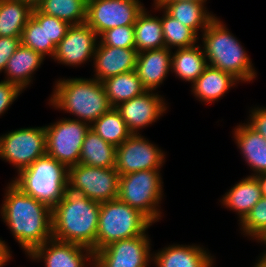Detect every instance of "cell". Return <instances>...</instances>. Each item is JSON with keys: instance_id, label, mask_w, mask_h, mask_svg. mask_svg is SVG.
Listing matches in <instances>:
<instances>
[{"instance_id": "9", "label": "cell", "mask_w": 266, "mask_h": 267, "mask_svg": "<svg viewBox=\"0 0 266 267\" xmlns=\"http://www.w3.org/2000/svg\"><path fill=\"white\" fill-rule=\"evenodd\" d=\"M45 154V126L19 128L0 136V159L13 165L17 173Z\"/></svg>"}, {"instance_id": "33", "label": "cell", "mask_w": 266, "mask_h": 267, "mask_svg": "<svg viewBox=\"0 0 266 267\" xmlns=\"http://www.w3.org/2000/svg\"><path fill=\"white\" fill-rule=\"evenodd\" d=\"M36 8L70 25H80L86 21L87 0H42Z\"/></svg>"}, {"instance_id": "16", "label": "cell", "mask_w": 266, "mask_h": 267, "mask_svg": "<svg viewBox=\"0 0 266 267\" xmlns=\"http://www.w3.org/2000/svg\"><path fill=\"white\" fill-rule=\"evenodd\" d=\"M27 257L35 262L44 261L45 267H89L94 262L90 248L54 238L36 247Z\"/></svg>"}, {"instance_id": "21", "label": "cell", "mask_w": 266, "mask_h": 267, "mask_svg": "<svg viewBox=\"0 0 266 267\" xmlns=\"http://www.w3.org/2000/svg\"><path fill=\"white\" fill-rule=\"evenodd\" d=\"M239 80L232 74L208 65L204 72L192 83L191 92L204 104L219 101Z\"/></svg>"}, {"instance_id": "31", "label": "cell", "mask_w": 266, "mask_h": 267, "mask_svg": "<svg viewBox=\"0 0 266 267\" xmlns=\"http://www.w3.org/2000/svg\"><path fill=\"white\" fill-rule=\"evenodd\" d=\"M154 10L163 12L161 24L165 47L168 49L190 48L199 42L198 35L189 27L171 17L158 3L153 2Z\"/></svg>"}, {"instance_id": "34", "label": "cell", "mask_w": 266, "mask_h": 267, "mask_svg": "<svg viewBox=\"0 0 266 267\" xmlns=\"http://www.w3.org/2000/svg\"><path fill=\"white\" fill-rule=\"evenodd\" d=\"M239 226L250 240L259 242L266 235V197L262 196Z\"/></svg>"}, {"instance_id": "8", "label": "cell", "mask_w": 266, "mask_h": 267, "mask_svg": "<svg viewBox=\"0 0 266 267\" xmlns=\"http://www.w3.org/2000/svg\"><path fill=\"white\" fill-rule=\"evenodd\" d=\"M89 129V123L69 117L45 125L46 154L68 168L77 165L81 147Z\"/></svg>"}, {"instance_id": "6", "label": "cell", "mask_w": 266, "mask_h": 267, "mask_svg": "<svg viewBox=\"0 0 266 267\" xmlns=\"http://www.w3.org/2000/svg\"><path fill=\"white\" fill-rule=\"evenodd\" d=\"M153 223L118 198L100 203L96 251L109 244L145 234Z\"/></svg>"}, {"instance_id": "20", "label": "cell", "mask_w": 266, "mask_h": 267, "mask_svg": "<svg viewBox=\"0 0 266 267\" xmlns=\"http://www.w3.org/2000/svg\"><path fill=\"white\" fill-rule=\"evenodd\" d=\"M233 130L235 144L245 163L253 171L249 176L266 173V139L245 122Z\"/></svg>"}, {"instance_id": "36", "label": "cell", "mask_w": 266, "mask_h": 267, "mask_svg": "<svg viewBox=\"0 0 266 267\" xmlns=\"http://www.w3.org/2000/svg\"><path fill=\"white\" fill-rule=\"evenodd\" d=\"M23 91L16 85L5 80L0 81V116H2Z\"/></svg>"}, {"instance_id": "37", "label": "cell", "mask_w": 266, "mask_h": 267, "mask_svg": "<svg viewBox=\"0 0 266 267\" xmlns=\"http://www.w3.org/2000/svg\"><path fill=\"white\" fill-rule=\"evenodd\" d=\"M70 26L67 21L47 15L48 42H53L57 46L65 37Z\"/></svg>"}, {"instance_id": "26", "label": "cell", "mask_w": 266, "mask_h": 267, "mask_svg": "<svg viewBox=\"0 0 266 267\" xmlns=\"http://www.w3.org/2000/svg\"><path fill=\"white\" fill-rule=\"evenodd\" d=\"M21 44L40 53L43 57L54 56L56 45L48 42L47 15L33 8L31 17L23 28Z\"/></svg>"}, {"instance_id": "3", "label": "cell", "mask_w": 266, "mask_h": 267, "mask_svg": "<svg viewBox=\"0 0 266 267\" xmlns=\"http://www.w3.org/2000/svg\"><path fill=\"white\" fill-rule=\"evenodd\" d=\"M57 80L48 104L56 110L72 114L75 120L91 125L112 108L103 83L94 77Z\"/></svg>"}, {"instance_id": "25", "label": "cell", "mask_w": 266, "mask_h": 267, "mask_svg": "<svg viewBox=\"0 0 266 267\" xmlns=\"http://www.w3.org/2000/svg\"><path fill=\"white\" fill-rule=\"evenodd\" d=\"M208 66L207 58L200 44L190 48L172 51L171 72L177 78L192 83L204 72Z\"/></svg>"}, {"instance_id": "43", "label": "cell", "mask_w": 266, "mask_h": 267, "mask_svg": "<svg viewBox=\"0 0 266 267\" xmlns=\"http://www.w3.org/2000/svg\"><path fill=\"white\" fill-rule=\"evenodd\" d=\"M155 2H172V1H194V2H201L206 3L207 0H154Z\"/></svg>"}, {"instance_id": "35", "label": "cell", "mask_w": 266, "mask_h": 267, "mask_svg": "<svg viewBox=\"0 0 266 267\" xmlns=\"http://www.w3.org/2000/svg\"><path fill=\"white\" fill-rule=\"evenodd\" d=\"M99 43L118 48L135 49L134 26H121L103 32Z\"/></svg>"}, {"instance_id": "15", "label": "cell", "mask_w": 266, "mask_h": 267, "mask_svg": "<svg viewBox=\"0 0 266 267\" xmlns=\"http://www.w3.org/2000/svg\"><path fill=\"white\" fill-rule=\"evenodd\" d=\"M164 96L154 91H146L140 96L120 103L115 108L132 134L156 122L167 111Z\"/></svg>"}, {"instance_id": "27", "label": "cell", "mask_w": 266, "mask_h": 267, "mask_svg": "<svg viewBox=\"0 0 266 267\" xmlns=\"http://www.w3.org/2000/svg\"><path fill=\"white\" fill-rule=\"evenodd\" d=\"M116 148L89 129L81 147L79 163L100 168L115 167Z\"/></svg>"}, {"instance_id": "24", "label": "cell", "mask_w": 266, "mask_h": 267, "mask_svg": "<svg viewBox=\"0 0 266 267\" xmlns=\"http://www.w3.org/2000/svg\"><path fill=\"white\" fill-rule=\"evenodd\" d=\"M171 17L192 29L197 35L204 32L210 22L216 17L208 12L206 4L194 1L156 2Z\"/></svg>"}, {"instance_id": "28", "label": "cell", "mask_w": 266, "mask_h": 267, "mask_svg": "<svg viewBox=\"0 0 266 267\" xmlns=\"http://www.w3.org/2000/svg\"><path fill=\"white\" fill-rule=\"evenodd\" d=\"M146 8L134 23L135 49L137 53L165 47L161 16H152Z\"/></svg>"}, {"instance_id": "19", "label": "cell", "mask_w": 266, "mask_h": 267, "mask_svg": "<svg viewBox=\"0 0 266 267\" xmlns=\"http://www.w3.org/2000/svg\"><path fill=\"white\" fill-rule=\"evenodd\" d=\"M172 50L164 47L137 53L135 71L147 91H157L171 71Z\"/></svg>"}, {"instance_id": "45", "label": "cell", "mask_w": 266, "mask_h": 267, "mask_svg": "<svg viewBox=\"0 0 266 267\" xmlns=\"http://www.w3.org/2000/svg\"><path fill=\"white\" fill-rule=\"evenodd\" d=\"M90 267H98L94 262L90 265Z\"/></svg>"}, {"instance_id": "41", "label": "cell", "mask_w": 266, "mask_h": 267, "mask_svg": "<svg viewBox=\"0 0 266 267\" xmlns=\"http://www.w3.org/2000/svg\"><path fill=\"white\" fill-rule=\"evenodd\" d=\"M260 184L261 194L266 197V173H261L255 176Z\"/></svg>"}, {"instance_id": "5", "label": "cell", "mask_w": 266, "mask_h": 267, "mask_svg": "<svg viewBox=\"0 0 266 267\" xmlns=\"http://www.w3.org/2000/svg\"><path fill=\"white\" fill-rule=\"evenodd\" d=\"M68 169L63 163L45 154L20 170L11 182L23 193L52 209L66 194Z\"/></svg>"}, {"instance_id": "30", "label": "cell", "mask_w": 266, "mask_h": 267, "mask_svg": "<svg viewBox=\"0 0 266 267\" xmlns=\"http://www.w3.org/2000/svg\"><path fill=\"white\" fill-rule=\"evenodd\" d=\"M102 83L112 107H116L120 103L140 96L147 91L135 70L109 77Z\"/></svg>"}, {"instance_id": "14", "label": "cell", "mask_w": 266, "mask_h": 267, "mask_svg": "<svg viewBox=\"0 0 266 267\" xmlns=\"http://www.w3.org/2000/svg\"><path fill=\"white\" fill-rule=\"evenodd\" d=\"M98 39L97 33L86 23L71 25L56 46L52 59L69 67L92 62Z\"/></svg>"}, {"instance_id": "40", "label": "cell", "mask_w": 266, "mask_h": 267, "mask_svg": "<svg viewBox=\"0 0 266 267\" xmlns=\"http://www.w3.org/2000/svg\"><path fill=\"white\" fill-rule=\"evenodd\" d=\"M11 253L12 252L10 251L8 244H6L5 240H1L0 238V267H4L7 265V262L12 259Z\"/></svg>"}, {"instance_id": "18", "label": "cell", "mask_w": 266, "mask_h": 267, "mask_svg": "<svg viewBox=\"0 0 266 267\" xmlns=\"http://www.w3.org/2000/svg\"><path fill=\"white\" fill-rule=\"evenodd\" d=\"M204 246L173 244L153 253L156 267H215V258Z\"/></svg>"}, {"instance_id": "7", "label": "cell", "mask_w": 266, "mask_h": 267, "mask_svg": "<svg viewBox=\"0 0 266 267\" xmlns=\"http://www.w3.org/2000/svg\"><path fill=\"white\" fill-rule=\"evenodd\" d=\"M161 169L119 176L118 199L144 214L153 224L162 218L164 191Z\"/></svg>"}, {"instance_id": "32", "label": "cell", "mask_w": 266, "mask_h": 267, "mask_svg": "<svg viewBox=\"0 0 266 267\" xmlns=\"http://www.w3.org/2000/svg\"><path fill=\"white\" fill-rule=\"evenodd\" d=\"M90 129L104 141L116 147L132 135L122 119L120 112L115 107H112L94 121L90 125Z\"/></svg>"}, {"instance_id": "39", "label": "cell", "mask_w": 266, "mask_h": 267, "mask_svg": "<svg viewBox=\"0 0 266 267\" xmlns=\"http://www.w3.org/2000/svg\"><path fill=\"white\" fill-rule=\"evenodd\" d=\"M249 113L246 123L266 139V107H253Z\"/></svg>"}, {"instance_id": "2", "label": "cell", "mask_w": 266, "mask_h": 267, "mask_svg": "<svg viewBox=\"0 0 266 267\" xmlns=\"http://www.w3.org/2000/svg\"><path fill=\"white\" fill-rule=\"evenodd\" d=\"M99 213V202L67 189L64 197L52 208L53 238L85 246L94 253Z\"/></svg>"}, {"instance_id": "4", "label": "cell", "mask_w": 266, "mask_h": 267, "mask_svg": "<svg viewBox=\"0 0 266 267\" xmlns=\"http://www.w3.org/2000/svg\"><path fill=\"white\" fill-rule=\"evenodd\" d=\"M201 36L208 65L232 74L240 83L253 82L257 72L251 58L220 18L216 16Z\"/></svg>"}, {"instance_id": "29", "label": "cell", "mask_w": 266, "mask_h": 267, "mask_svg": "<svg viewBox=\"0 0 266 267\" xmlns=\"http://www.w3.org/2000/svg\"><path fill=\"white\" fill-rule=\"evenodd\" d=\"M32 10L20 0H0V37H21Z\"/></svg>"}, {"instance_id": "38", "label": "cell", "mask_w": 266, "mask_h": 267, "mask_svg": "<svg viewBox=\"0 0 266 267\" xmlns=\"http://www.w3.org/2000/svg\"><path fill=\"white\" fill-rule=\"evenodd\" d=\"M20 45L21 37H0V73Z\"/></svg>"}, {"instance_id": "44", "label": "cell", "mask_w": 266, "mask_h": 267, "mask_svg": "<svg viewBox=\"0 0 266 267\" xmlns=\"http://www.w3.org/2000/svg\"><path fill=\"white\" fill-rule=\"evenodd\" d=\"M253 267H266V261L265 262H256Z\"/></svg>"}, {"instance_id": "10", "label": "cell", "mask_w": 266, "mask_h": 267, "mask_svg": "<svg viewBox=\"0 0 266 267\" xmlns=\"http://www.w3.org/2000/svg\"><path fill=\"white\" fill-rule=\"evenodd\" d=\"M119 173L115 167L100 168L82 163L68 169V190L102 203L118 198Z\"/></svg>"}, {"instance_id": "11", "label": "cell", "mask_w": 266, "mask_h": 267, "mask_svg": "<svg viewBox=\"0 0 266 267\" xmlns=\"http://www.w3.org/2000/svg\"><path fill=\"white\" fill-rule=\"evenodd\" d=\"M144 8L140 0H87L85 23L99 37L112 28L134 26Z\"/></svg>"}, {"instance_id": "22", "label": "cell", "mask_w": 266, "mask_h": 267, "mask_svg": "<svg viewBox=\"0 0 266 267\" xmlns=\"http://www.w3.org/2000/svg\"><path fill=\"white\" fill-rule=\"evenodd\" d=\"M45 57L21 44L8 60L5 81L16 84L22 91L33 82L34 73L43 64Z\"/></svg>"}, {"instance_id": "42", "label": "cell", "mask_w": 266, "mask_h": 267, "mask_svg": "<svg viewBox=\"0 0 266 267\" xmlns=\"http://www.w3.org/2000/svg\"><path fill=\"white\" fill-rule=\"evenodd\" d=\"M20 1L28 3L32 8H36L42 2V0H20Z\"/></svg>"}, {"instance_id": "23", "label": "cell", "mask_w": 266, "mask_h": 267, "mask_svg": "<svg viewBox=\"0 0 266 267\" xmlns=\"http://www.w3.org/2000/svg\"><path fill=\"white\" fill-rule=\"evenodd\" d=\"M261 198V188L257 178L248 175L233 185L220 198V202L223 207L236 212L240 224Z\"/></svg>"}, {"instance_id": "17", "label": "cell", "mask_w": 266, "mask_h": 267, "mask_svg": "<svg viewBox=\"0 0 266 267\" xmlns=\"http://www.w3.org/2000/svg\"><path fill=\"white\" fill-rule=\"evenodd\" d=\"M136 49L118 48L97 43L93 56L96 80L103 81L109 77L134 71L136 67Z\"/></svg>"}, {"instance_id": "13", "label": "cell", "mask_w": 266, "mask_h": 267, "mask_svg": "<svg viewBox=\"0 0 266 267\" xmlns=\"http://www.w3.org/2000/svg\"><path fill=\"white\" fill-rule=\"evenodd\" d=\"M165 152L142 134H132L116 148L115 168L119 176L140 170L161 169Z\"/></svg>"}, {"instance_id": "1", "label": "cell", "mask_w": 266, "mask_h": 267, "mask_svg": "<svg viewBox=\"0 0 266 267\" xmlns=\"http://www.w3.org/2000/svg\"><path fill=\"white\" fill-rule=\"evenodd\" d=\"M0 207L2 221L27 256L53 238L52 209L23 193L12 182L7 184Z\"/></svg>"}, {"instance_id": "12", "label": "cell", "mask_w": 266, "mask_h": 267, "mask_svg": "<svg viewBox=\"0 0 266 267\" xmlns=\"http://www.w3.org/2000/svg\"><path fill=\"white\" fill-rule=\"evenodd\" d=\"M147 233L113 242L95 251L94 263L98 267H149L153 253Z\"/></svg>"}]
</instances>
